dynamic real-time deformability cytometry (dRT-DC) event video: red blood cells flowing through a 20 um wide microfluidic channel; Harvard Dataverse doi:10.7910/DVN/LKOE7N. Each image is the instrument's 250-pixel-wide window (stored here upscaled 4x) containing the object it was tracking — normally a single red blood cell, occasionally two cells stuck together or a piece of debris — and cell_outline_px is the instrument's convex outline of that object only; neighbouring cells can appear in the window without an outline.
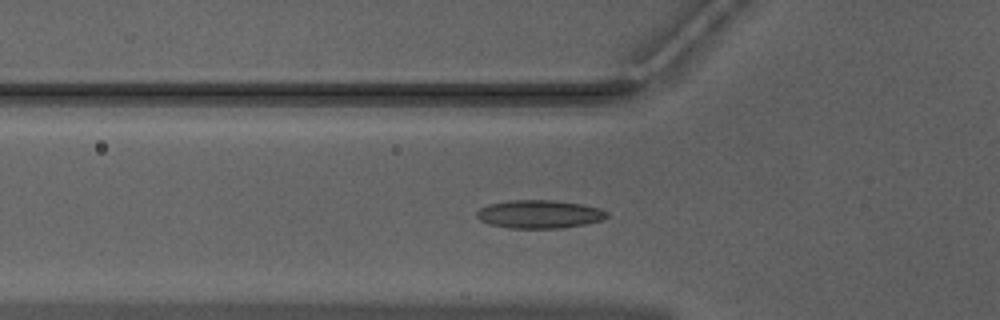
{"species": "Egyptian fruit bat (a non-hibernating species)", "species_latin": "Rousettus aegyptiacus", "temperature_condition": "warm", "stored_images_in_passage": 46, "camera_frame_rate_fps": 3000, "um_per_image_px": 0.085, "animal": {"sex": "male"}, "frame": {"image": 1, "passage_image": 16, "time_ms": 5.0, "image_size_px": [1000, 320], "cell_outline_px": [[608, 216], [604, 220], [584, 224], [560, 228], [508, 228], [488, 224], [480, 220], [476, 216], [476, 212], [480, 208], [488, 204], [508, 200], [552, 200], [580, 204], [600, 208], [608, 212]], "centroid_in_image_um": [45.83, 18.2], "position_along_channel_um": 80.0, "area_um2": 21.5}}
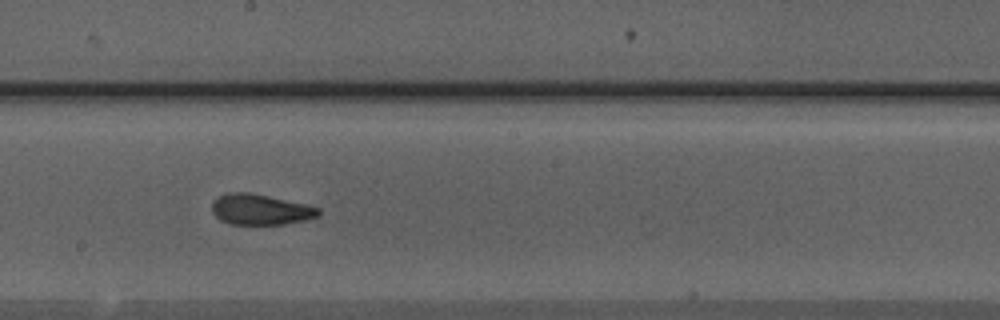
{"frame": {"image": 2, "passage_image": 27, "time_ms": 8.667, "image_size_px": [1000, 320], "cell_outline_px": [[320, 216], [304, 220], [284, 224], [228, 224], [220, 220], [212, 212], [212, 204], [220, 196], [228, 192], [248, 192], [268, 196], [304, 204], [320, 208]], "centroid_in_image_um": [22.13, 17.81], "position_along_channel_um": 226.1, "area_um2": 18.84}}
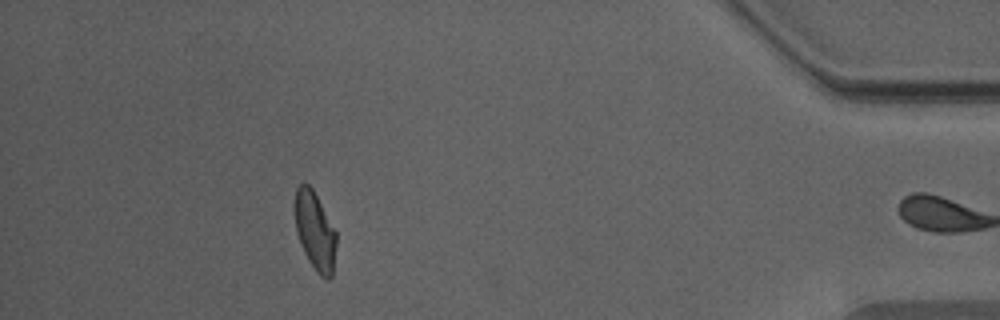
{"frame": {"image": 3, "passage_image": 45, "time_ms": 14.667, "image_size_px": [1000, 320], "cell_outline_px": [[336, 244], [332, 276], [328, 280], [320, 276], [316, 272], [308, 260], [304, 252], [296, 232], [292, 208], [296, 188], [300, 184], [308, 184], [312, 188], [336, 232]], "centroid_in_image_um": [26.73, 19.62], "position_along_channel_um": 408.5, "area_um2": 19.13}, "authors_computed_cell_mechanics": {"area_um2": 19.5942, "velocity_mm_per_s": 3.9718, "shape_relaxation_time_tau1_ms": 10.0912, "shape_relaxation_time_tau2_ms": 1.747, "deformation_change_tau1": 0.2399, "deformation_change_tau2": 0.0668}}